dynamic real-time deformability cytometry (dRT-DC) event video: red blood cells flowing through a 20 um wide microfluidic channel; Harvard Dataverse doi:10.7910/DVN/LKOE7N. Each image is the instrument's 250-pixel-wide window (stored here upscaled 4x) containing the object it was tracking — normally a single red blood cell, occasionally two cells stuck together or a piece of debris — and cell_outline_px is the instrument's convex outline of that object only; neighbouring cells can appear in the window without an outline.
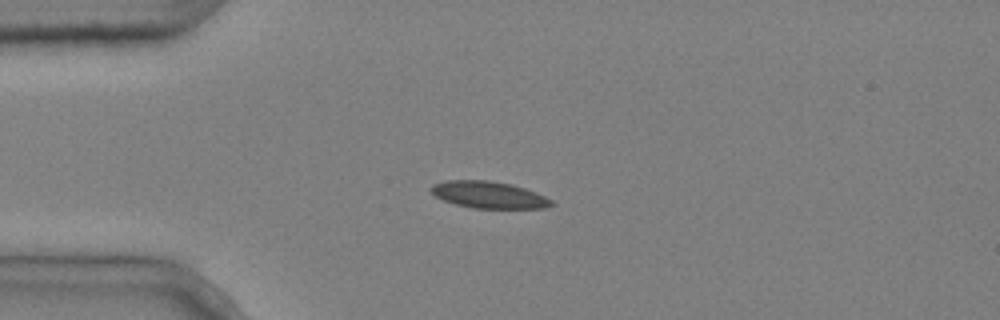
{"species": "common noctule bat (a hibernating species)", "species_latin": "Nyctalus noctula", "temperature_condition": "cold", "stored_images_in_passage": 5, "camera_frame_rate_fps": 3000, "um_per_image_px": 0.085, "animal": {"sex": "male", "body_mass_g": 20.4}, "frame": {"image": 1, "passage_image": 3, "time_ms": 0.667, "image_size_px": [1000, 320], "cell_outline_px": [[556, 204], [544, 208], [472, 208], [456, 204], [444, 200], [436, 196], [428, 188], [432, 184], [448, 180], [488, 180], [512, 184], [536, 192], [552, 200]], "centroid_in_image_um": [41.55, 16.55], "position_along_channel_um": 43.5, "area_um2": 18.84}}